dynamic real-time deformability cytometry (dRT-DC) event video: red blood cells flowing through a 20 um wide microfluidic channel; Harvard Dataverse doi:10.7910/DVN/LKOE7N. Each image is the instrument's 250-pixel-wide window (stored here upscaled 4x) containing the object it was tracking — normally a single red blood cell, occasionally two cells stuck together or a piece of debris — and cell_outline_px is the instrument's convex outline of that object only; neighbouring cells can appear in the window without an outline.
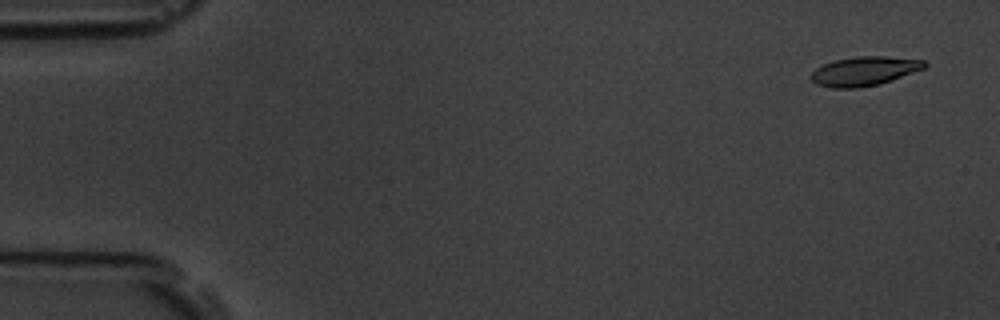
{"species": "common noctule bat (a hibernating species)", "species_latin": "Nyctalus noctula", "temperature_condition": "room temperature", "stored_images_in_passage": 5, "camera_frame_rate_fps": 3000, "um_per_image_px": 0.085, "animal": {"sex": "male", "body_mass_g": 19.5, "forearm_length_mm": 54.6}, "frame": {"image": 1, "passage_image": 1, "time_ms": 0.0, "image_size_px": [1000, 320], "cell_outline_px": [[928, 64], [924, 68], [880, 84], [860, 88], [832, 88], [816, 84], [808, 76], [816, 68], [824, 64], [836, 60], [856, 56], [888, 56], [924, 60]], "centroid_in_image_um": [73.45, 6.05], "position_along_channel_um": 11.6, "area_um2": 19.31}}
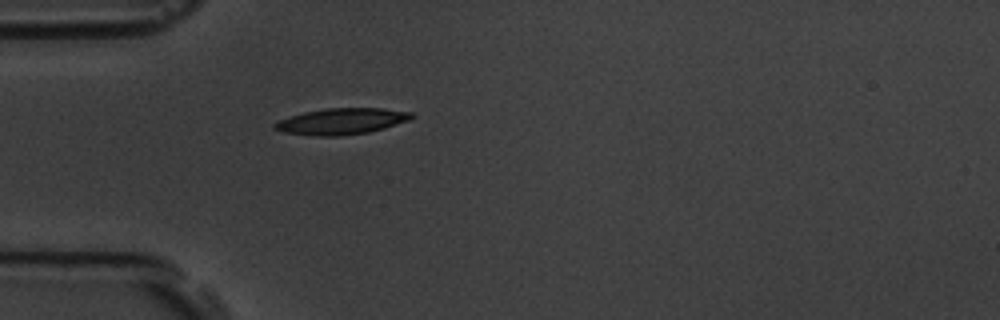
{"frame": {"image": 2, "passage_image": 5, "time_ms": 1.333, "image_size_px": [1000, 320], "cell_outline_px": [[416, 116], [408, 120], [384, 128], [368, 132], [340, 136], [320, 136], [284, 132], [272, 128], [272, 124], [276, 120], [304, 112], [324, 108], [384, 108], [412, 112]], "centroid_in_image_um": [29.01, 10.3], "position_along_channel_um": 56.0, "area_um2": 20.98}}